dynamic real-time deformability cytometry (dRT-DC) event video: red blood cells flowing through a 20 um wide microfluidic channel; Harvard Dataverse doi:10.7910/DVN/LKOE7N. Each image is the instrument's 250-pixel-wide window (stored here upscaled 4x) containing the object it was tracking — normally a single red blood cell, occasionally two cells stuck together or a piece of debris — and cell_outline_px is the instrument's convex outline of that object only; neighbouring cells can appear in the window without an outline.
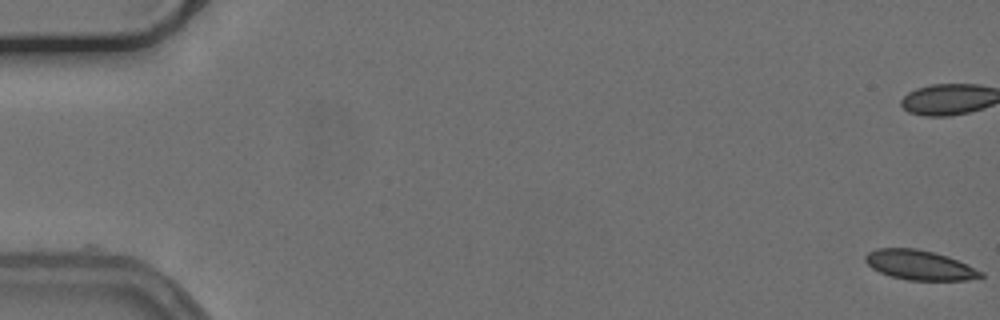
{"species": "common noctule bat (a hibernating species)", "species_latin": "Nyctalus noctula", "temperature_condition": "cold", "stored_images_in_passage": 28, "camera_frame_rate_fps": 3000, "um_per_image_px": 0.085, "animal": {"sex": "female", "body_mass_g": 24.6, "forearm_length_mm": 56.2}, "frame": {"image": 1, "passage_image": 1, "time_ms": 0.0, "image_size_px": [1000, 320], "cell_outline_px": [[984, 276], [968, 280], [908, 280], [892, 276], [880, 272], [872, 268], [864, 260], [864, 256], [868, 252], [876, 248], [916, 248], [948, 256], [984, 272]], "centroid_in_image_um": [78.16, 22.52], "position_along_channel_um": 6.8, "area_um2": 19.88}}